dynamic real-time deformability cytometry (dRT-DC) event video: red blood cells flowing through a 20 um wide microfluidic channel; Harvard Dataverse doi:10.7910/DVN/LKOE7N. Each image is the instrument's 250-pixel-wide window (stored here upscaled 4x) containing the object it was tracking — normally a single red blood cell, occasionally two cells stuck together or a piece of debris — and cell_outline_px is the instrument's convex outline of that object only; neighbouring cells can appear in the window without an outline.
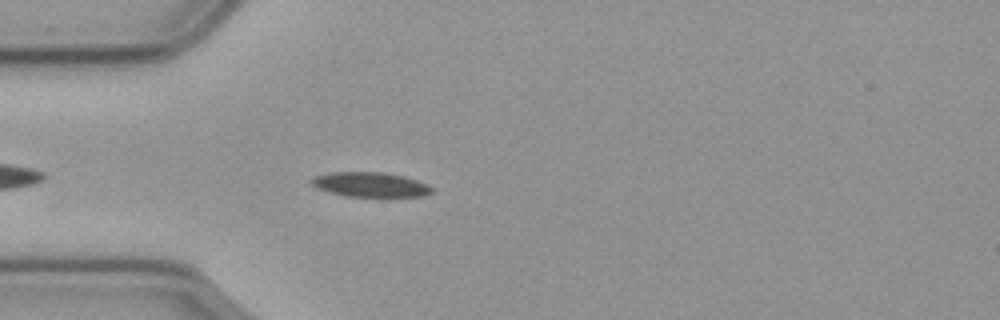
{"species": "common noctule bat (a hibernating species)", "species_latin": "Nyctalus noctula", "temperature_condition": "cold", "stored_images_in_passage": 46, "camera_frame_rate_fps": 3000, "um_per_image_px": 0.085, "animal": {"sex": "male", "body_mass_g": 23.1, "forearm_length_mm": 52.7}, "frame": {"image": 1, "passage_image": 5, "time_ms": 1.333, "image_size_px": [1000, 320], "cell_outline_px": [[436, 188], [432, 192], [424, 196], [384, 200], [380, 200], [344, 196], [316, 188], [312, 184], [312, 176], [332, 172], [384, 172], [404, 176], [428, 184]], "centroid_in_image_um": [31.57, 15.75], "position_along_channel_um": 53.4, "area_um2": 18.55}}
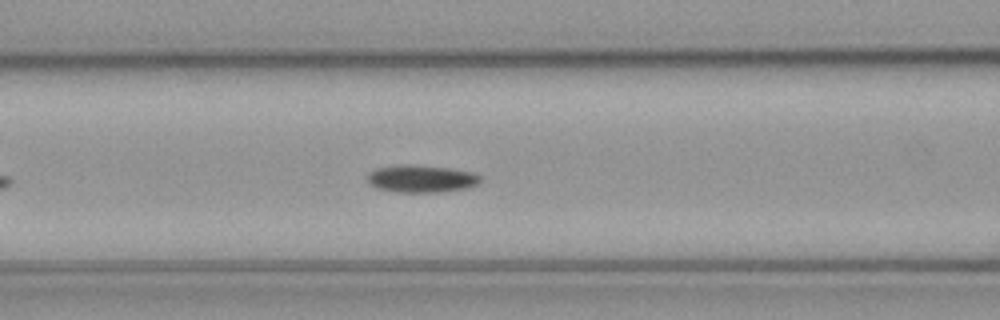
{"frame": {"image": 2, "passage_image": 12, "time_ms": 3.667, "image_size_px": [1000, 320], "cell_outline_px": [[480, 184], [468, 188], [436, 192], [396, 192], [376, 188], [368, 184], [368, 172], [376, 168], [400, 164], [408, 164], [448, 168], [472, 172], [480, 176]], "centroid_in_image_um": [35.78, 15.19], "position_along_channel_um": 130.8, "area_um2": 18.15}}
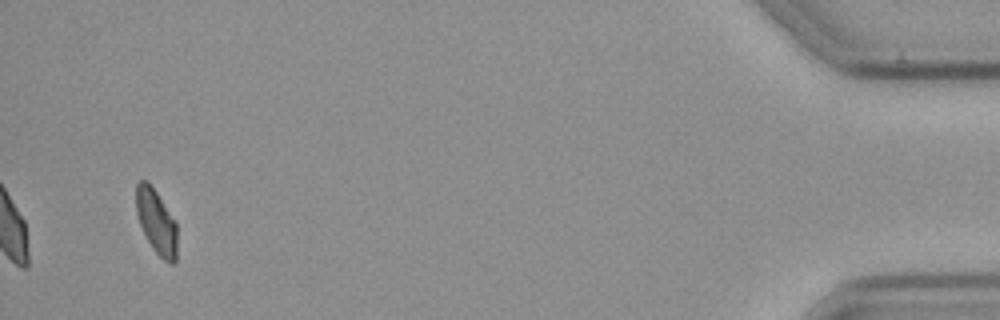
{"frame": {"image": 3, "passage_image": 44, "time_ms": 14.333, "image_size_px": [1000, 320], "cell_outline_px": [[176, 264], [172, 264], [164, 260], [152, 248], [140, 224], [136, 212], [136, 184], [140, 180], [148, 180], [176, 220]], "centroid_in_image_um": [13.3, 18.82], "position_along_channel_um": 421.9, "area_um2": 15.43}, "authors_computed_cell_mechanics": {"area_um2": 17.1377, "velocity_mm_per_s": 3.5523, "shape_relaxation_time_tau1_ms": 4.6245, "shape_relaxation_time_tau2_ms": null, "deformation_change_tau1": 0.0992, "deformation_change_tau2": null}}